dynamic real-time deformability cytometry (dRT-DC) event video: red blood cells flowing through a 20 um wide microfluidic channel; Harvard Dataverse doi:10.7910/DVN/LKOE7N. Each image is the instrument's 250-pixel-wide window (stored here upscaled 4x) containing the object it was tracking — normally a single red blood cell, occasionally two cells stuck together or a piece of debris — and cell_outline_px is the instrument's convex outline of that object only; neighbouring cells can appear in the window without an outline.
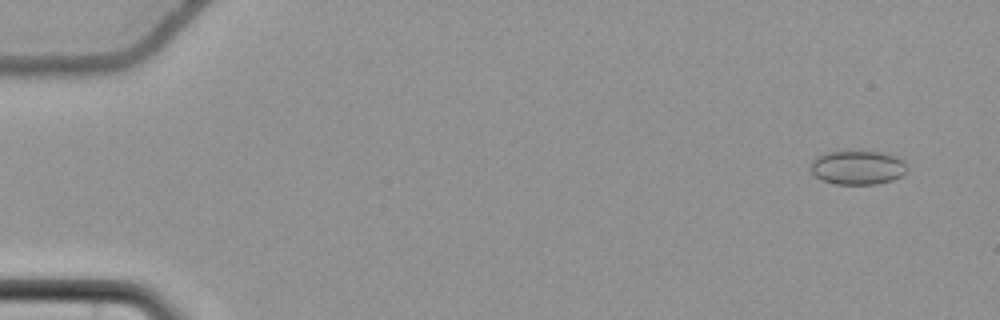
{"species": "common noctule bat (a hibernating species)", "species_latin": "Nyctalus noctula", "temperature_condition": "cold", "stored_images_in_passage": 57, "camera_frame_rate_fps": 3000, "um_per_image_px": 0.085, "animal": {"sex": "female", "body_mass_g": 22.7, "forearm_length_mm": 54.2}, "frame": {"image": 1, "passage_image": 4, "time_ms": 1.0, "image_size_px": [1000, 320], "cell_outline_px": [[908, 172], [892, 180], [876, 184], [836, 184], [820, 180], [812, 172], [808, 164], [816, 156], [840, 148], [884, 152], [896, 156], [904, 160], [908, 164]], "centroid_in_image_um": [72.89, 14.19], "position_along_channel_um": 12.1, "area_um2": 20.17}}
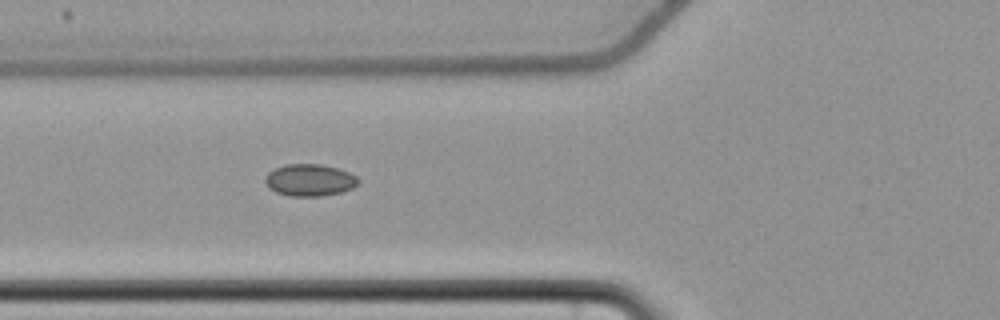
{"frame": {"image": 2, "passage_image": 23, "time_ms": 7.333, "image_size_px": [1000, 320], "cell_outline_px": [[360, 180], [352, 188], [340, 192], [320, 196], [288, 196], [276, 192], [268, 188], [264, 180], [268, 172], [284, 164], [320, 164], [336, 168], [348, 172], [356, 176]], "centroid_in_image_um": [26.29, 15.31], "position_along_channel_um": 99.5, "area_um2": 17.28}}
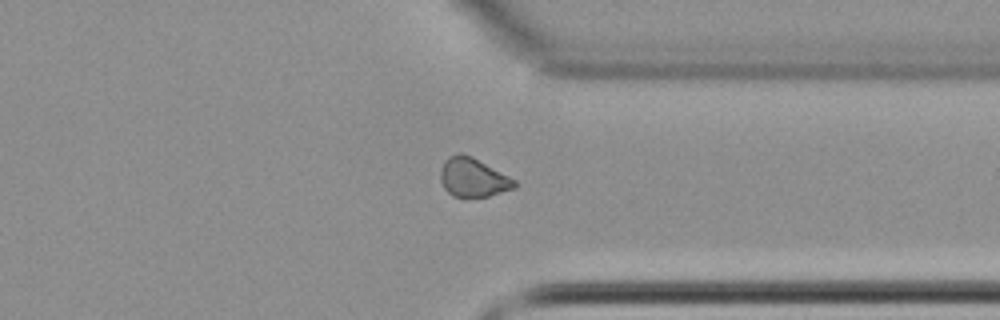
{"frame": {"image": 3, "passage_image": 45, "time_ms": 14.667, "image_size_px": [1000, 320], "cell_outline_px": [[520, 184], [516, 188], [488, 196], [468, 200], [464, 200], [452, 196], [444, 188], [440, 180], [440, 172], [444, 160], [448, 156], [460, 152], [472, 156], [516, 180]], "centroid_in_image_um": [40.21, 15.13], "position_along_channel_um": 371.2, "area_um2": 17.46}, "authors_computed_cell_mechanics": {"area_um2": 17.1088, "velocity_mm_per_s": 3.7075, "shape_relaxation_time_tau1_ms": null, "shape_relaxation_time_tau2_ms": 10.0781, "deformation_change_tau1": null, "deformation_change_tau2": 0.1102}}